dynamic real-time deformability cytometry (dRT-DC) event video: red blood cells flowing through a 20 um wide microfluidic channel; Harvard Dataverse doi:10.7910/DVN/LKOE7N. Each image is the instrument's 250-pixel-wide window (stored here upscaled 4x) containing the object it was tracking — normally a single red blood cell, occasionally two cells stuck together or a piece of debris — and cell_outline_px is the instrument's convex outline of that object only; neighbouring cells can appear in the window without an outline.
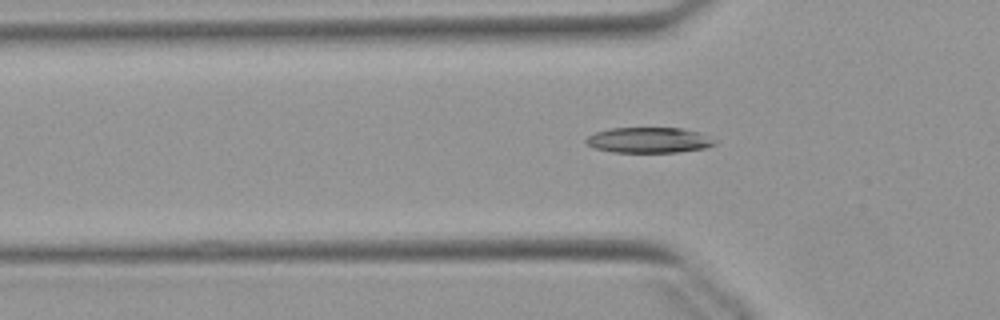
{"species": "Egyptian fruit bat (a non-hibernating species)", "species_latin": "Rousettus aegyptiacus", "temperature_condition": "warm", "stored_images_in_passage": 39, "camera_frame_rate_fps": 3000, "um_per_image_px": 0.085, "animal": {"sex": "female"}, "frame": {"image": 1, "passage_image": 4, "time_ms": 1.0, "image_size_px": [1000, 320], "cell_outline_px": [[716, 144], [704, 148], [680, 152], [612, 152], [592, 148], [584, 140], [588, 136], [596, 132], [608, 128], [684, 128], [700, 132], [716, 140]], "centroid_in_image_um": [55.16, 11.91], "position_along_channel_um": 70.6, "area_um2": 19.31}}
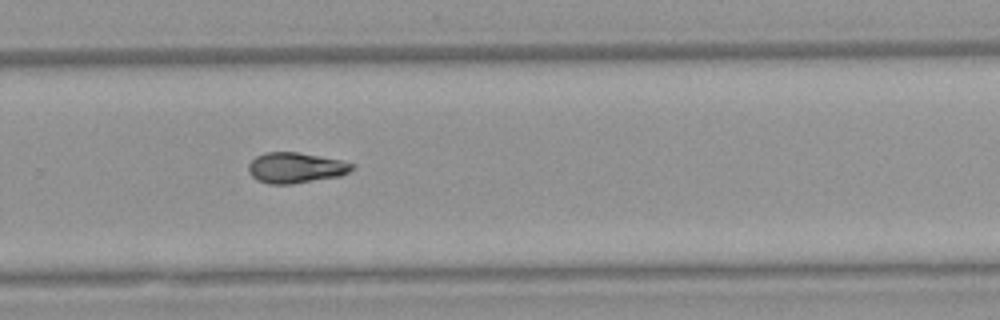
{"frame": {"image": 2, "passage_image": 22, "time_ms": 7.0, "image_size_px": [1000, 320], "cell_outline_px": [[356, 168], [340, 176], [292, 184], [268, 184], [256, 180], [248, 172], [248, 164], [256, 156], [264, 152], [296, 152], [320, 156], [340, 160], [356, 164]], "centroid_in_image_um": [25.13, 14.26], "position_along_channel_um": 304.7, "area_um2": 18.61}}
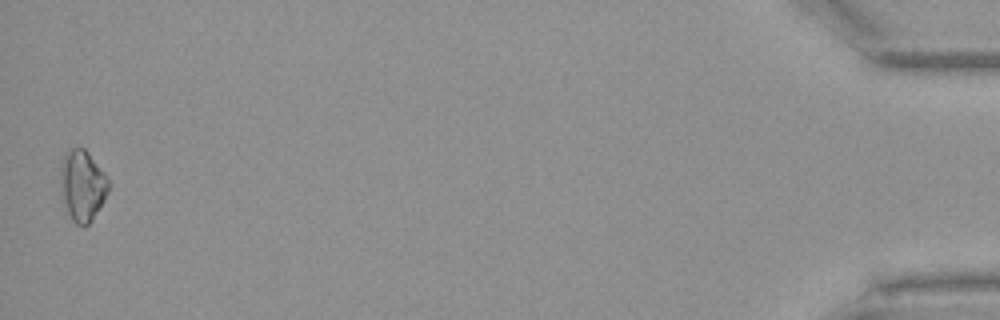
{"frame": {"image": 3, "passage_image": 39, "time_ms": 12.667, "image_size_px": [1000, 320], "cell_outline_px": [[112, 184], [104, 200], [92, 220], [84, 228], [76, 224], [72, 220], [68, 212], [64, 200], [60, 176], [60, 172], [64, 156], [72, 148], [84, 148], [88, 152], [108, 176]], "centroid_in_image_um": [7.06, 15.78], "position_along_channel_um": 428.1, "area_um2": 19.77}, "authors_computed_cell_mechanics": {"area_um2": 18.0914, "velocity_mm_per_s": 3.9033, "shape_relaxation_time_tau1_ms": 5.6541, "shape_relaxation_time_tau2_ms": 7.9335, "deformation_change_tau1": 0.155, "deformation_change_tau2": 0.1585}}